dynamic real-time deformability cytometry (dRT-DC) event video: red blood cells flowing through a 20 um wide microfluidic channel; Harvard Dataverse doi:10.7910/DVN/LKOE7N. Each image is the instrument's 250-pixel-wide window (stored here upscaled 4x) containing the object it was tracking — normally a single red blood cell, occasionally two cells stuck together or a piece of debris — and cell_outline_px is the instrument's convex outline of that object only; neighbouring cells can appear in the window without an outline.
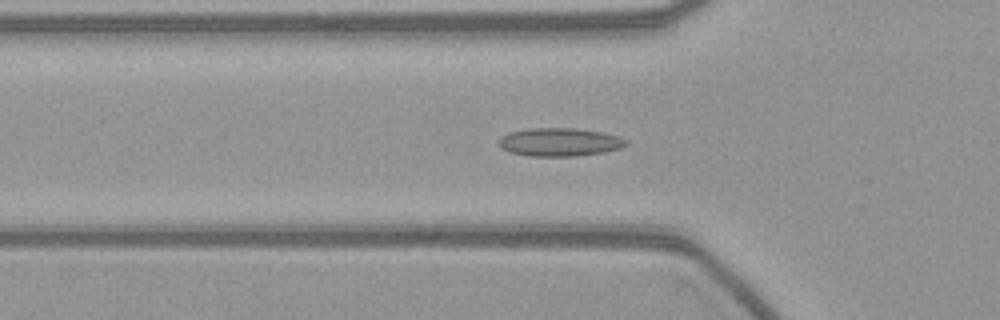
{"species": "common noctule bat (a hibernating species)", "species_latin": "Nyctalus noctula", "temperature_condition": "warm", "stored_images_in_passage": 55, "camera_frame_rate_fps": 3000, "um_per_image_px": 0.085, "animal": {"sex": "female", "body_mass_g": 21.9}, "frame": {"image": 1, "passage_image": 18, "time_ms": 5.667, "image_size_px": [1000, 320], "cell_outline_px": [[628, 144], [620, 148], [604, 152], [576, 156], [528, 156], [508, 152], [500, 148], [496, 144], [500, 136], [508, 132], [532, 128], [576, 128], [600, 132], [620, 136], [628, 140]], "centroid_in_image_um": [47.52, 12.08], "position_along_channel_um": 78.3, "area_um2": 21.27}}
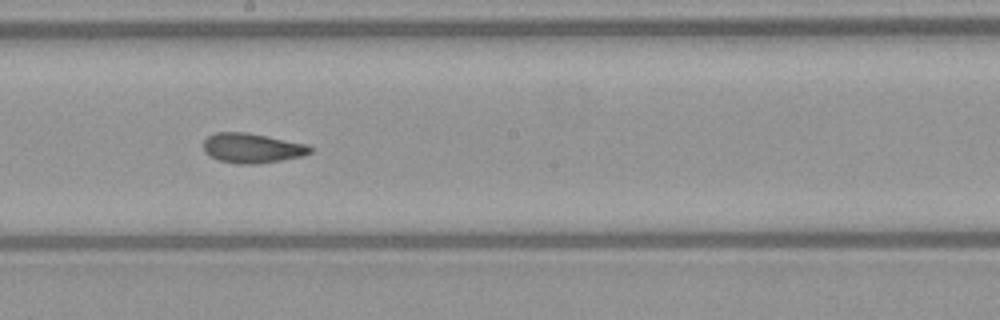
{"frame": {"image": 2, "passage_image": 30, "time_ms": 9.667, "image_size_px": [1000, 320], "cell_outline_px": [[312, 152], [304, 156], [256, 164], [240, 164], [220, 160], [204, 152], [204, 140], [208, 136], [216, 132], [248, 132], [308, 144], [312, 148]], "centroid_in_image_um": [21.46, 12.58], "position_along_channel_um": 226.7, "area_um2": 18.5}}
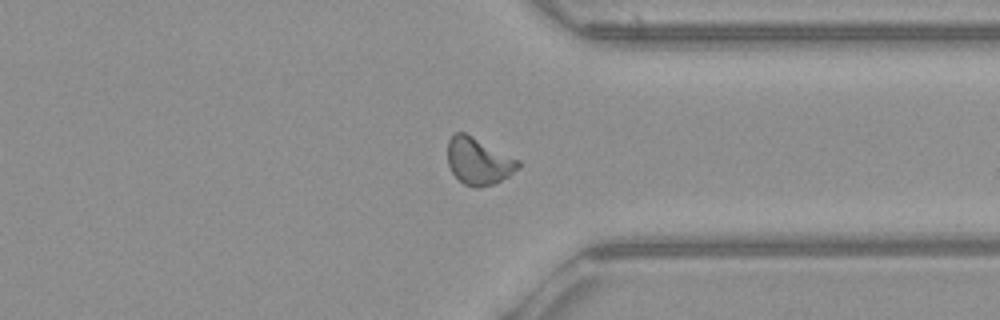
{"frame": {"image": 3, "passage_image": 42, "time_ms": 13.667, "image_size_px": [1000, 320], "cell_outline_px": [[520, 168], [508, 176], [492, 184], [480, 188], [476, 188], [464, 184], [452, 172], [448, 164], [448, 140], [456, 132], [464, 132], [520, 160]], "centroid_in_image_um": [40.68, 13.7], "position_along_channel_um": 370.7, "area_um2": 19.13}}